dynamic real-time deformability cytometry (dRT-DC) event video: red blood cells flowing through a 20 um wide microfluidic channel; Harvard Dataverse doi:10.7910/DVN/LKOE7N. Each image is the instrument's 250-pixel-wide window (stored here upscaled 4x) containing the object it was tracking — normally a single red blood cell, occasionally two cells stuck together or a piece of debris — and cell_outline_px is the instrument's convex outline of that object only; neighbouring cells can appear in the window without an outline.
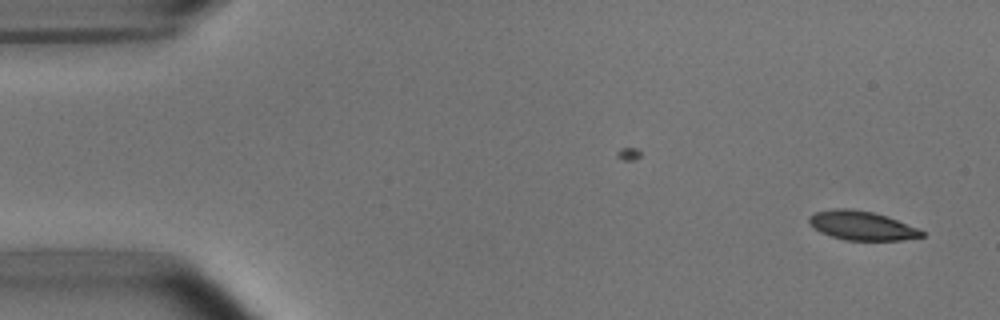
{"species": "common noctule bat (a hibernating species)", "species_latin": "Nyctalus noctula", "temperature_condition": "room temperature", "stored_images_in_passage": 3, "camera_frame_rate_fps": 3000, "um_per_image_px": 0.085, "animal": {"sex": "male", "body_mass_g": 15.6}, "frame": {"image": 1, "passage_image": 3, "time_ms": 2.333, "image_size_px": [1000, 320], "cell_outline_px": [[924, 236], [904, 240], [844, 240], [820, 232], [808, 224], [808, 216], [816, 212], [832, 208], [852, 208], [872, 212], [888, 216], [916, 228], [924, 232]], "centroid_in_image_um": [73.21, 19.16], "position_along_channel_um": 11.8, "area_um2": 19.13}}